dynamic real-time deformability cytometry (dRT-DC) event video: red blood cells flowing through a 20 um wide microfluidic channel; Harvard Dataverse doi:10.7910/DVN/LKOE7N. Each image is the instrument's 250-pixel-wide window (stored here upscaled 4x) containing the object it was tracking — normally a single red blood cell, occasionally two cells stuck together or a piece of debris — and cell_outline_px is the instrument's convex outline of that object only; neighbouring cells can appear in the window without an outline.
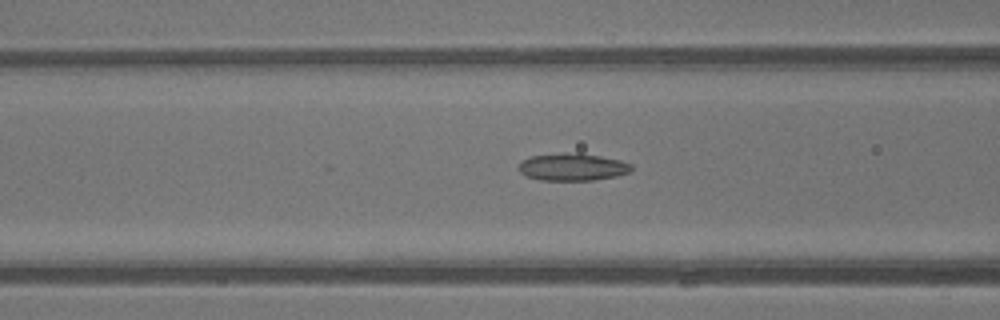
{"species": "common noctule bat (a hibernating species)", "species_latin": "Nyctalus noctula", "temperature_condition": "warm", "stored_images_in_passage": 39, "camera_frame_rate_fps": 3000, "um_per_image_px": 0.085, "animal": {"sex": "male", "body_mass_g": 13.3}, "frame": {"image": 1, "passage_image": 14, "time_ms": 4.333, "image_size_px": [1000, 320], "cell_outline_px": [[632, 172], [616, 176], [592, 180], [540, 180], [528, 176], [520, 172], [516, 168], [524, 160], [532, 156], [564, 152], [600, 156], [620, 160], [632, 164]], "centroid_in_image_um": [48.68, 14.2], "position_along_channel_um": 117.9, "area_um2": 17.86}}
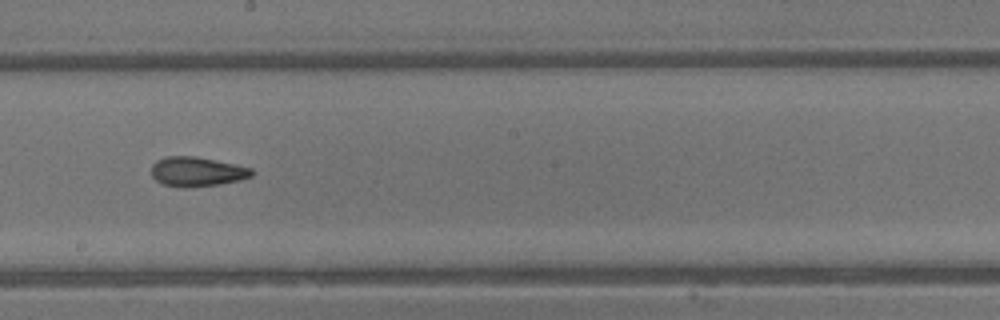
{"frame": {"image": 2, "passage_image": 21, "time_ms": 6.667, "image_size_px": [1000, 320], "cell_outline_px": [[256, 172], [252, 176], [240, 180], [220, 184], [164, 184], [156, 180], [152, 176], [152, 164], [156, 160], [164, 156], [196, 156], [252, 168]], "centroid_in_image_um": [16.78, 14.53], "position_along_channel_um": 231.4, "area_um2": 16.53}}
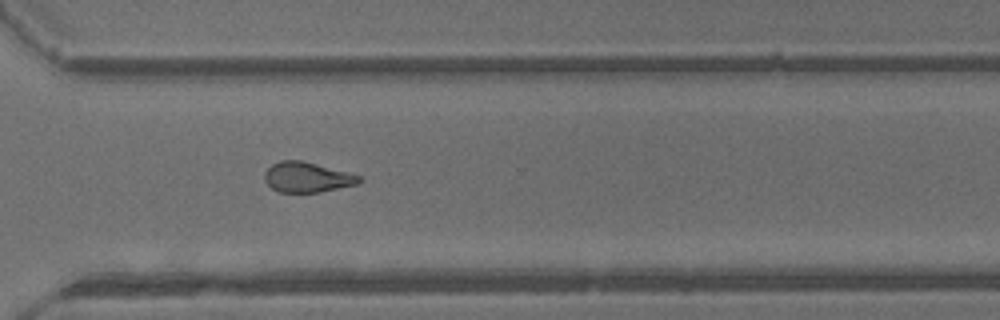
{"frame": {"image": 3, "passage_image": 28, "time_ms": 9.0, "image_size_px": [1000, 320], "cell_outline_px": [[364, 180], [360, 184], [320, 192], [280, 192], [272, 188], [264, 180], [264, 172], [272, 164], [280, 160], [300, 160], [316, 164], [360, 176]], "centroid_in_image_um": [26.11, 15.07], "position_along_channel_um": 344.5, "area_um2": 16.59}, "authors_computed_cell_mechanics": {"area_um2": 17.4556, "velocity_mm_per_s": 4.868, "shape_relaxation_time_tau1_ms": null, "shape_relaxation_time_tau2_ms": 2.4084, "deformation_change_tau1": null, "deformation_change_tau2": 0.1034}}